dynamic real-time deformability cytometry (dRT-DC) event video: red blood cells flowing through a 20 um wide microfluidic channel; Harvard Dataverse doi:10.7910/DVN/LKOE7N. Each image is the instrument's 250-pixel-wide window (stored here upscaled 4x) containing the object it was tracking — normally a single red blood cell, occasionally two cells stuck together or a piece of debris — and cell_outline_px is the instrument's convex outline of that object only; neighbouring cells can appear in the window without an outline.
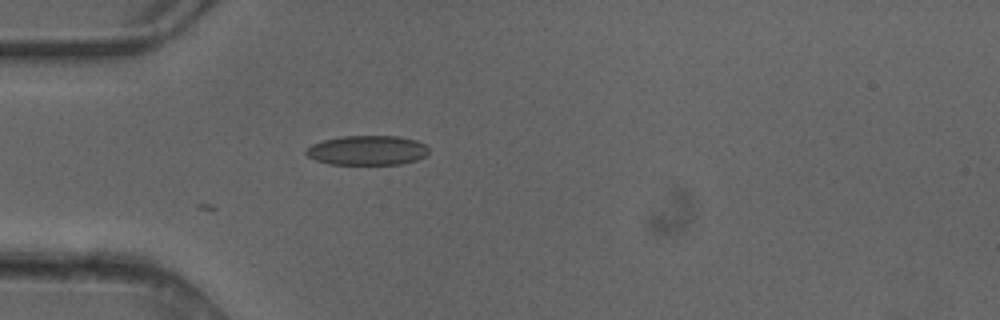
{"species": "common noctule bat (a hibernating species)", "species_latin": "Nyctalus noctula", "temperature_condition": "cold", "stored_images_in_passage": 4, "camera_frame_rate_fps": 3000, "um_per_image_px": 0.085, "animal": {"sex": "female"}, "frame": {"image": 1, "passage_image": 4, "time_ms": 1.0, "image_size_px": [1000, 320], "cell_outline_px": [[428, 152], [424, 156], [416, 160], [400, 164], [328, 164], [316, 160], [308, 156], [304, 152], [304, 148], [312, 144], [324, 140], [340, 136], [400, 136], [416, 140], [424, 144], [428, 148]], "centroid_in_image_um": [31.18, 12.77], "position_along_channel_um": 53.8, "area_um2": 21.21}}